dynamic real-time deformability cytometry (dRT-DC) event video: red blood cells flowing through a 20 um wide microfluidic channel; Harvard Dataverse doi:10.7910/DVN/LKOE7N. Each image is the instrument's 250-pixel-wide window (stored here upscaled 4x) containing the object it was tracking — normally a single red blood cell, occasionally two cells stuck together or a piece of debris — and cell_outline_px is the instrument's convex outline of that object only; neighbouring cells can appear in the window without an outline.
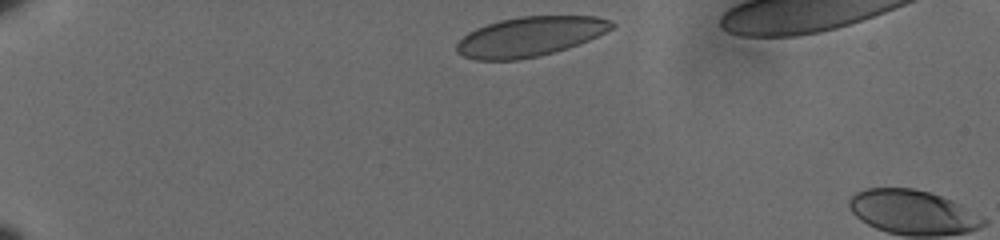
{"species": "human", "species_latin": "Homo sapiens", "temperature_condition": "cold", "stored_images_in_passage": 4, "camera_frame_rate_fps": 3000, "um_per_image_px": 0.085, "donor": {"sex": "male"}, "frame": {"image": 1, "passage_image": 1, "time_ms": 0.0, "image_size_px": [1000, 240], "cell_outline_px": [[616, 24], [612, 28], [588, 40], [552, 52], [536, 56], [516, 60], [476, 60], [464, 56], [456, 52], [456, 44], [468, 32], [476, 28], [500, 20], [520, 16], [596, 16], [612, 20]], "centroid_in_image_um": [45.02, 3.1], "position_along_channel_um": 40.0, "area_um2": 35.43}}